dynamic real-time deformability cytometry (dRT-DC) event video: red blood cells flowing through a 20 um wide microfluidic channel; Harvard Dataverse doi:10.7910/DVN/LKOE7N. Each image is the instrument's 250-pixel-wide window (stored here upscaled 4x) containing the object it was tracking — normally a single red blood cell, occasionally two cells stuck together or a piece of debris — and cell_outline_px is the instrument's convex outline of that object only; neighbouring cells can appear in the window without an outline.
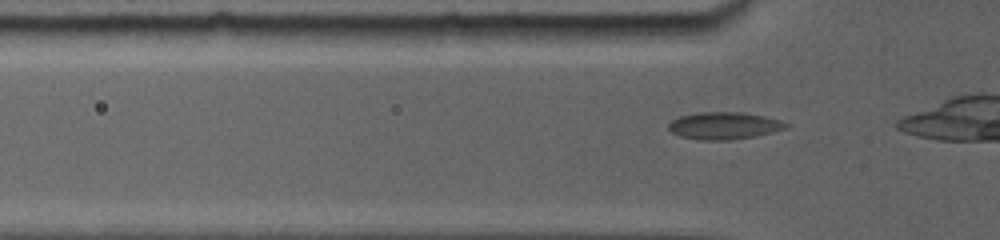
{"species": "common noctule bat (a hibernating species)", "species_latin": "Nyctalus noctula", "temperature_condition": "room temperature", "stored_images_in_passage": 36, "camera_frame_rate_fps": 5000, "um_per_image_px": 0.085, "animal": {"sex": "female", "body_mass_g": 19.0, "forearm_length_mm": 56.7}, "frame": {"image": 1, "passage_image": 3, "time_ms": 0.6, "image_size_px": [1000, 240], "cell_outline_px": [[788, 124], [784, 128], [752, 136], [724, 140], [708, 140], [680, 136], [672, 132], [668, 128], [668, 124], [672, 120], [680, 116], [700, 112], [740, 112], [764, 116], [780, 120]], "centroid_in_image_um": [61.48, 10.66], "position_along_channel_um": 64.3, "area_um2": 18.03}}
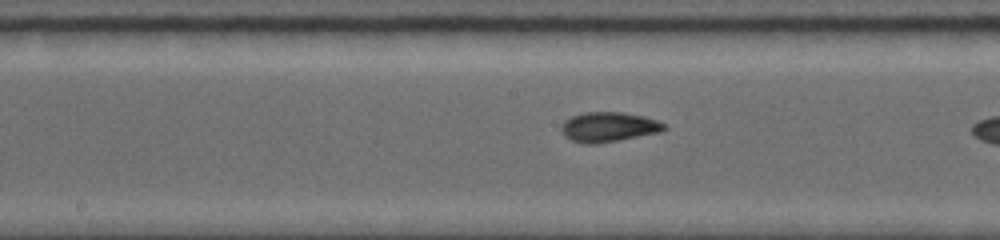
{"frame": {"image": 2, "passage_image": 14, "time_ms": 4.0, "image_size_px": [1000, 240], "cell_outline_px": [[668, 128], [656, 132], [616, 140], [592, 144], [572, 140], [560, 128], [564, 120], [572, 116], [584, 112], [620, 112], [640, 116], [656, 120], [664, 124]], "centroid_in_image_um": [51.7, 10.77], "position_along_channel_um": 196.5, "area_um2": 17.11}}
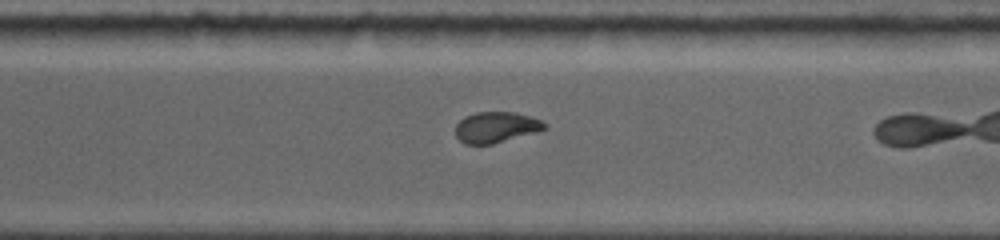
{"frame": {"image": 3, "passage_image": 29, "time_ms": 7.4, "image_size_px": [1000, 240], "cell_outline_px": [[548, 128], [536, 132], [492, 144], [464, 144], [456, 136], [456, 124], [464, 116], [476, 112], [516, 112], [540, 120], [548, 124]], "centroid_in_image_um": [42.16, 10.81], "position_along_channel_um": 328.4, "area_um2": 16.01}}